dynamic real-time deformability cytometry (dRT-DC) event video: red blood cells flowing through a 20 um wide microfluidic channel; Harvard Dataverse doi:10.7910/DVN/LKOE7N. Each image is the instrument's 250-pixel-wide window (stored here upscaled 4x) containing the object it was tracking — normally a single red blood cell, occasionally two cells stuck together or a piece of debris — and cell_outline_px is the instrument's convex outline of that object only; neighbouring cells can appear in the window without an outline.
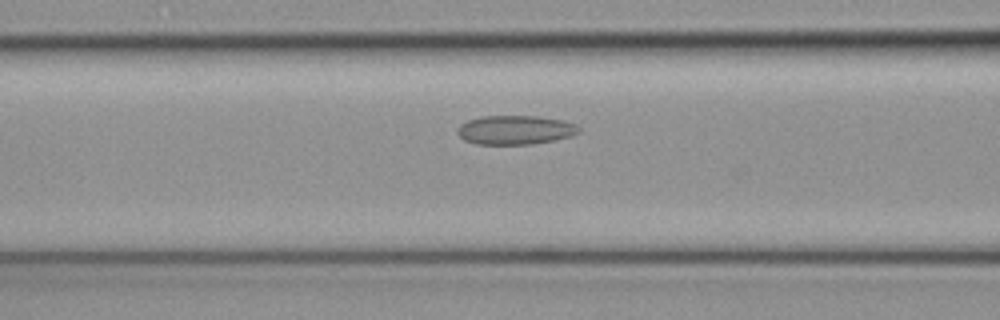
{"species": "common noctule bat (a hibernating species)", "species_latin": "Nyctalus noctula", "temperature_condition": "cold", "stored_images_in_passage": 38, "segment_of_instrument_passage": [1, 2], "camera_frame_rate_fps": 3000, "um_per_image_px": 0.085, "animal": {"sex": "female", "body_mass_g": 19.3, "forearm_length_mm": 54.1}, "frame": {"image": 1, "passage_image": 12, "time_ms": 3.667, "image_size_px": [1000, 320], "cell_outline_px": [[580, 132], [572, 136], [556, 140], [532, 144], [476, 144], [464, 140], [456, 132], [456, 128], [460, 124], [468, 120], [480, 116], [536, 116], [564, 120], [576, 124], [580, 128]], "centroid_in_image_um": [43.8, 11.04], "position_along_channel_um": 122.8, "area_um2": 20.81}}
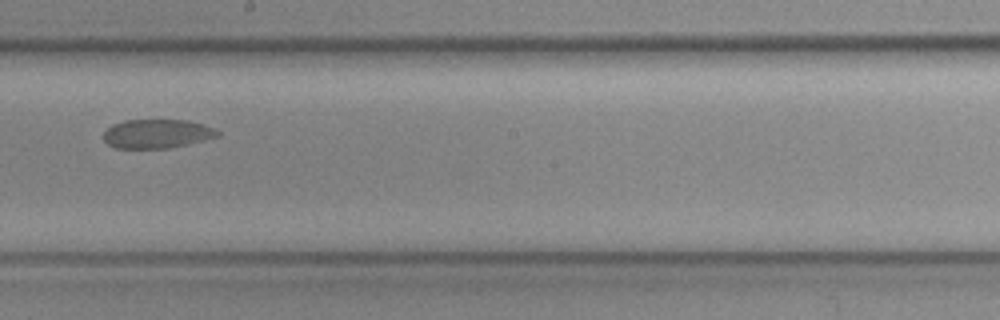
{"frame": {"image": 2, "passage_image": 20, "time_ms": 6.333, "image_size_px": [1000, 320], "cell_outline_px": [[220, 136], [188, 144], [168, 148], [116, 148], [108, 144], [104, 140], [104, 132], [112, 124], [124, 120], [188, 120], [216, 128], [220, 132]], "centroid_in_image_um": [13.37, 11.36], "position_along_channel_um": 234.8, "area_um2": 19.31}}
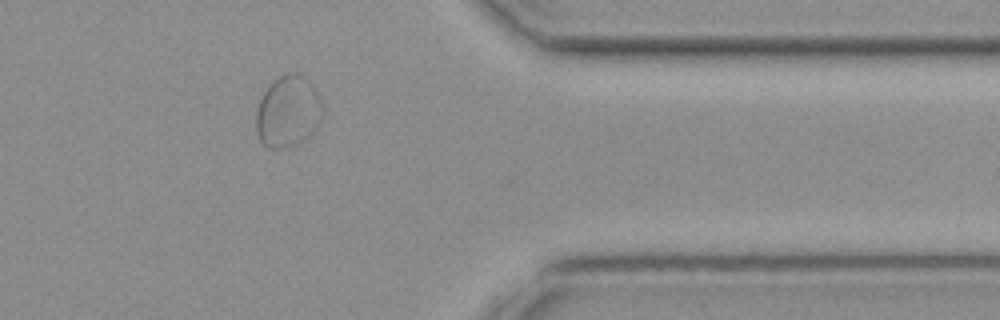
{"frame": {"image": 3, "passage_image": 32, "time_ms": 10.333, "image_size_px": [1000, 320], "cell_outline_px": [[324, 108], [320, 124], [304, 140], [292, 144], [276, 148], [268, 148], [260, 140], [256, 132], [256, 112], [260, 100], [268, 84], [272, 80], [280, 76], [292, 72], [296, 72], [304, 76], [316, 88], [320, 96]], "centroid_in_image_um": [24.5, 9.44], "position_along_channel_um": 386.9, "area_um2": 27.86}}